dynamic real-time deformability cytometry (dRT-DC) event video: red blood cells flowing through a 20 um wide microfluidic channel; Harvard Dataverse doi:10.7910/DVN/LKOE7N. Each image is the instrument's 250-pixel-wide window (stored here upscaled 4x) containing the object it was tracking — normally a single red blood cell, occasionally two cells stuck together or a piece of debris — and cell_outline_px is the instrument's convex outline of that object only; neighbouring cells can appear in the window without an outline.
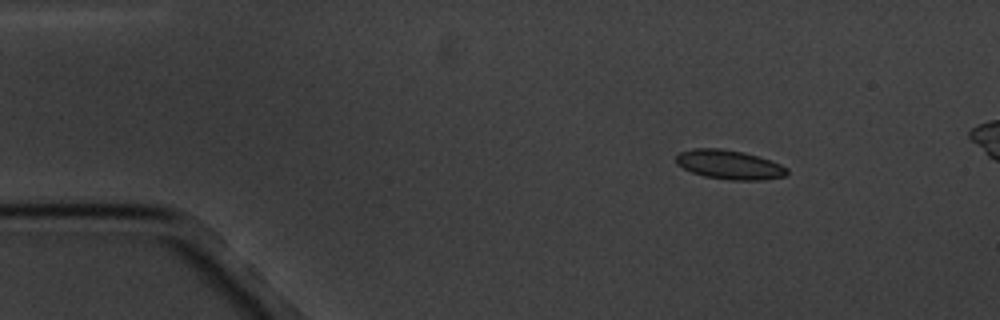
{"species": "common noctule bat (a hibernating species)", "species_latin": "Nyctalus noctula", "temperature_condition": "cold", "stored_images_in_passage": 4, "camera_frame_rate_fps": 3000, "um_per_image_px": 0.085, "animal": {"sex": "male", "body_mass_g": 20.1, "forearm_length_mm": 53.5}, "frame": {"image": 1, "passage_image": 1, "time_ms": 0.0, "image_size_px": [1000, 320], "cell_outline_px": [[788, 176], [764, 180], [728, 180], [704, 176], [692, 172], [676, 164], [676, 156], [680, 152], [692, 148], [720, 148], [744, 152], [780, 164], [788, 168]], "centroid_in_image_um": [62.0, 14.0], "position_along_channel_um": 23.0, "area_um2": 18.96}}
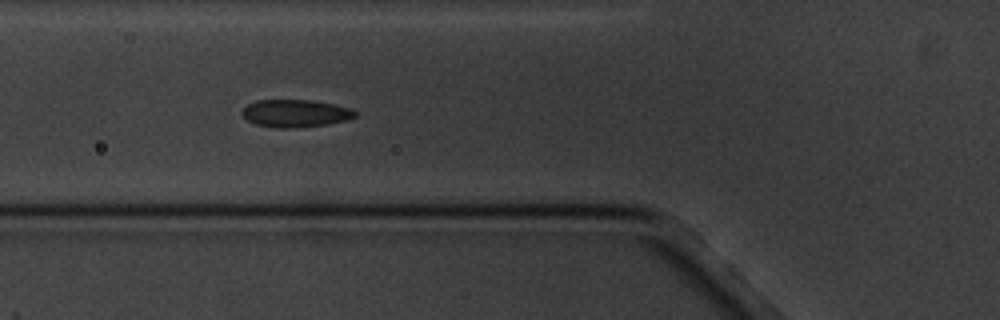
{"frame": {"image": 2, "passage_image": 4, "time_ms": 4.333, "image_size_px": [1000, 320], "cell_outline_px": [[356, 116], [348, 120], [328, 124], [292, 128], [280, 128], [256, 124], [248, 120], [240, 112], [248, 104], [256, 100], [312, 100], [352, 108], [356, 112]], "centroid_in_image_um": [25.13, 9.63], "position_along_channel_um": 100.7, "area_um2": 18.09}}